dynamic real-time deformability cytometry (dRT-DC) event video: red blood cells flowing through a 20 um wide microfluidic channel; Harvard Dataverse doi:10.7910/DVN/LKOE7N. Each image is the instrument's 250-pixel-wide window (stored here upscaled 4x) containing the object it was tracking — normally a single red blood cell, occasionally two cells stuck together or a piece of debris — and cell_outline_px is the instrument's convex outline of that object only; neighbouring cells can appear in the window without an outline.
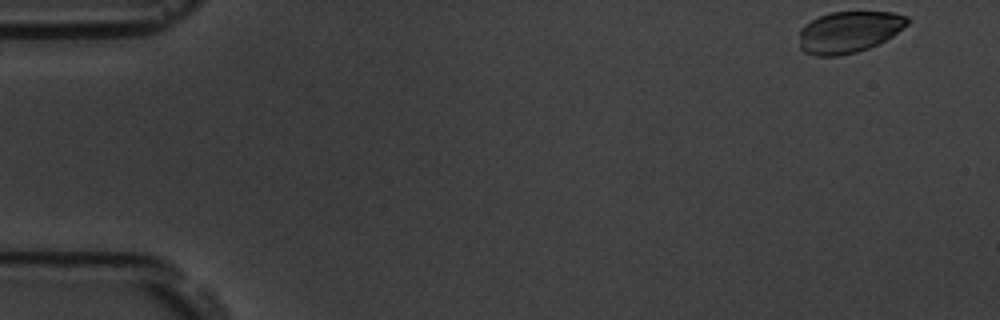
{"species": "common noctule bat (a hibernating species)", "species_latin": "Nyctalus noctula", "temperature_condition": "room temperature", "stored_images_in_passage": 8, "camera_frame_rate_fps": 3000, "um_per_image_px": 0.085, "animal": {"sex": "male", "body_mass_g": 19.5, "forearm_length_mm": 54.6}, "frame": {"image": 1, "passage_image": 1, "time_ms": 0.0, "image_size_px": [1000, 320], "cell_outline_px": [[912, 20], [908, 24], [892, 36], [868, 48], [856, 52], [840, 56], [816, 56], [804, 52], [800, 48], [800, 28], [804, 24], [820, 16], [832, 12], [892, 12], [908, 16]], "centroid_in_image_um": [72.16, 2.71], "position_along_channel_um": 12.8, "area_um2": 26.18}}